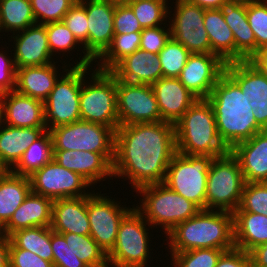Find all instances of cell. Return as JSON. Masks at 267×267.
Returning <instances> with one entry per match:
<instances>
[{"label": "cell", "mask_w": 267, "mask_h": 267, "mask_svg": "<svg viewBox=\"0 0 267 267\" xmlns=\"http://www.w3.org/2000/svg\"><path fill=\"white\" fill-rule=\"evenodd\" d=\"M176 153L175 125L172 123L159 121L119 126L115 131L113 177L130 180L133 191L144 185L162 183Z\"/></svg>", "instance_id": "cell-1"}, {"label": "cell", "mask_w": 267, "mask_h": 267, "mask_svg": "<svg viewBox=\"0 0 267 267\" xmlns=\"http://www.w3.org/2000/svg\"><path fill=\"white\" fill-rule=\"evenodd\" d=\"M206 99L213 108L219 137L229 150L264 130L254 117L248 96L225 72Z\"/></svg>", "instance_id": "cell-2"}, {"label": "cell", "mask_w": 267, "mask_h": 267, "mask_svg": "<svg viewBox=\"0 0 267 267\" xmlns=\"http://www.w3.org/2000/svg\"><path fill=\"white\" fill-rule=\"evenodd\" d=\"M166 236L169 252L201 248L227 251L235 247L234 215L228 211L201 209L195 216L176 225Z\"/></svg>", "instance_id": "cell-3"}, {"label": "cell", "mask_w": 267, "mask_h": 267, "mask_svg": "<svg viewBox=\"0 0 267 267\" xmlns=\"http://www.w3.org/2000/svg\"><path fill=\"white\" fill-rule=\"evenodd\" d=\"M176 149L180 154L219 157L230 151L219 137L213 108L198 99L175 124Z\"/></svg>", "instance_id": "cell-4"}, {"label": "cell", "mask_w": 267, "mask_h": 267, "mask_svg": "<svg viewBox=\"0 0 267 267\" xmlns=\"http://www.w3.org/2000/svg\"><path fill=\"white\" fill-rule=\"evenodd\" d=\"M135 191L143 198H140V206L136 205L134 208L150 224L151 229L160 226L166 235L176 225L195 216L201 210L191 200L174 192L163 182L144 185Z\"/></svg>", "instance_id": "cell-5"}, {"label": "cell", "mask_w": 267, "mask_h": 267, "mask_svg": "<svg viewBox=\"0 0 267 267\" xmlns=\"http://www.w3.org/2000/svg\"><path fill=\"white\" fill-rule=\"evenodd\" d=\"M92 67V76L88 77L91 81L83 78L80 90L81 120L102 124L116 131L119 127L116 78L110 71L94 70Z\"/></svg>", "instance_id": "cell-6"}, {"label": "cell", "mask_w": 267, "mask_h": 267, "mask_svg": "<svg viewBox=\"0 0 267 267\" xmlns=\"http://www.w3.org/2000/svg\"><path fill=\"white\" fill-rule=\"evenodd\" d=\"M63 63L61 68L66 73L59 77L44 101V122L47 130L81 120L80 90L83 78L90 74L88 72L91 66L71 67V63Z\"/></svg>", "instance_id": "cell-7"}, {"label": "cell", "mask_w": 267, "mask_h": 267, "mask_svg": "<svg viewBox=\"0 0 267 267\" xmlns=\"http://www.w3.org/2000/svg\"><path fill=\"white\" fill-rule=\"evenodd\" d=\"M244 185L239 161L231 151L215 157L208 171L206 209L233 213L239 207Z\"/></svg>", "instance_id": "cell-8"}, {"label": "cell", "mask_w": 267, "mask_h": 267, "mask_svg": "<svg viewBox=\"0 0 267 267\" xmlns=\"http://www.w3.org/2000/svg\"><path fill=\"white\" fill-rule=\"evenodd\" d=\"M214 157L176 153L166 171L164 184L174 192L206 209L208 171Z\"/></svg>", "instance_id": "cell-9"}, {"label": "cell", "mask_w": 267, "mask_h": 267, "mask_svg": "<svg viewBox=\"0 0 267 267\" xmlns=\"http://www.w3.org/2000/svg\"><path fill=\"white\" fill-rule=\"evenodd\" d=\"M53 150H80L103 154L112 164L115 158V130L102 124L77 121L49 130Z\"/></svg>", "instance_id": "cell-10"}, {"label": "cell", "mask_w": 267, "mask_h": 267, "mask_svg": "<svg viewBox=\"0 0 267 267\" xmlns=\"http://www.w3.org/2000/svg\"><path fill=\"white\" fill-rule=\"evenodd\" d=\"M150 224L133 208L120 223L117 239L107 254L109 266L146 267L150 255Z\"/></svg>", "instance_id": "cell-11"}, {"label": "cell", "mask_w": 267, "mask_h": 267, "mask_svg": "<svg viewBox=\"0 0 267 267\" xmlns=\"http://www.w3.org/2000/svg\"><path fill=\"white\" fill-rule=\"evenodd\" d=\"M94 190L87 195V213L90 236L108 254L115 245L117 233L123 218L134 208L123 207L115 198L110 199Z\"/></svg>", "instance_id": "cell-12"}, {"label": "cell", "mask_w": 267, "mask_h": 267, "mask_svg": "<svg viewBox=\"0 0 267 267\" xmlns=\"http://www.w3.org/2000/svg\"><path fill=\"white\" fill-rule=\"evenodd\" d=\"M174 3V13L169 11L168 19L171 23L167 24L170 26L171 38L181 43L191 54L211 53V44L204 27L205 9L188 0H176Z\"/></svg>", "instance_id": "cell-13"}, {"label": "cell", "mask_w": 267, "mask_h": 267, "mask_svg": "<svg viewBox=\"0 0 267 267\" xmlns=\"http://www.w3.org/2000/svg\"><path fill=\"white\" fill-rule=\"evenodd\" d=\"M32 192L54 200L90 195L92 186L81 175L59 165L54 159L29 176ZM87 190V191H86Z\"/></svg>", "instance_id": "cell-14"}, {"label": "cell", "mask_w": 267, "mask_h": 267, "mask_svg": "<svg viewBox=\"0 0 267 267\" xmlns=\"http://www.w3.org/2000/svg\"><path fill=\"white\" fill-rule=\"evenodd\" d=\"M119 126L161 121L151 85L116 79Z\"/></svg>", "instance_id": "cell-15"}, {"label": "cell", "mask_w": 267, "mask_h": 267, "mask_svg": "<svg viewBox=\"0 0 267 267\" xmlns=\"http://www.w3.org/2000/svg\"><path fill=\"white\" fill-rule=\"evenodd\" d=\"M225 66L226 63L214 53L190 54L178 79L198 99H206Z\"/></svg>", "instance_id": "cell-16"}, {"label": "cell", "mask_w": 267, "mask_h": 267, "mask_svg": "<svg viewBox=\"0 0 267 267\" xmlns=\"http://www.w3.org/2000/svg\"><path fill=\"white\" fill-rule=\"evenodd\" d=\"M248 96L257 123L267 129V77L249 61L226 63L224 71Z\"/></svg>", "instance_id": "cell-17"}, {"label": "cell", "mask_w": 267, "mask_h": 267, "mask_svg": "<svg viewBox=\"0 0 267 267\" xmlns=\"http://www.w3.org/2000/svg\"><path fill=\"white\" fill-rule=\"evenodd\" d=\"M86 9L88 55L96 62L114 37L115 4L112 0H78Z\"/></svg>", "instance_id": "cell-18"}, {"label": "cell", "mask_w": 267, "mask_h": 267, "mask_svg": "<svg viewBox=\"0 0 267 267\" xmlns=\"http://www.w3.org/2000/svg\"><path fill=\"white\" fill-rule=\"evenodd\" d=\"M10 37L14 39L13 44H15L12 45L14 48L12 51L16 69L55 62L48 46L45 25L36 23L25 30L13 33Z\"/></svg>", "instance_id": "cell-19"}, {"label": "cell", "mask_w": 267, "mask_h": 267, "mask_svg": "<svg viewBox=\"0 0 267 267\" xmlns=\"http://www.w3.org/2000/svg\"><path fill=\"white\" fill-rule=\"evenodd\" d=\"M2 123L20 128H46L44 102L15 90L2 95Z\"/></svg>", "instance_id": "cell-20"}, {"label": "cell", "mask_w": 267, "mask_h": 267, "mask_svg": "<svg viewBox=\"0 0 267 267\" xmlns=\"http://www.w3.org/2000/svg\"><path fill=\"white\" fill-rule=\"evenodd\" d=\"M53 159L62 167L81 175L93 187L97 182L112 180L113 177V164L101 153L53 150Z\"/></svg>", "instance_id": "cell-21"}, {"label": "cell", "mask_w": 267, "mask_h": 267, "mask_svg": "<svg viewBox=\"0 0 267 267\" xmlns=\"http://www.w3.org/2000/svg\"><path fill=\"white\" fill-rule=\"evenodd\" d=\"M161 121L176 124L198 100L178 78L162 77L152 85Z\"/></svg>", "instance_id": "cell-22"}, {"label": "cell", "mask_w": 267, "mask_h": 267, "mask_svg": "<svg viewBox=\"0 0 267 267\" xmlns=\"http://www.w3.org/2000/svg\"><path fill=\"white\" fill-rule=\"evenodd\" d=\"M230 151L239 161L245 182H267V129Z\"/></svg>", "instance_id": "cell-23"}, {"label": "cell", "mask_w": 267, "mask_h": 267, "mask_svg": "<svg viewBox=\"0 0 267 267\" xmlns=\"http://www.w3.org/2000/svg\"><path fill=\"white\" fill-rule=\"evenodd\" d=\"M117 80L152 85L162 78V67L156 53L142 49L122 59L111 71Z\"/></svg>", "instance_id": "cell-24"}, {"label": "cell", "mask_w": 267, "mask_h": 267, "mask_svg": "<svg viewBox=\"0 0 267 267\" xmlns=\"http://www.w3.org/2000/svg\"><path fill=\"white\" fill-rule=\"evenodd\" d=\"M219 10L235 40V61H248L256 53V40L246 13V2L228 0Z\"/></svg>", "instance_id": "cell-25"}, {"label": "cell", "mask_w": 267, "mask_h": 267, "mask_svg": "<svg viewBox=\"0 0 267 267\" xmlns=\"http://www.w3.org/2000/svg\"><path fill=\"white\" fill-rule=\"evenodd\" d=\"M50 227L56 233L90 235L87 196L54 200Z\"/></svg>", "instance_id": "cell-26"}, {"label": "cell", "mask_w": 267, "mask_h": 267, "mask_svg": "<svg viewBox=\"0 0 267 267\" xmlns=\"http://www.w3.org/2000/svg\"><path fill=\"white\" fill-rule=\"evenodd\" d=\"M52 206V199L31 191L13 213L9 222L0 230V233L9 237L20 229L50 226Z\"/></svg>", "instance_id": "cell-27"}, {"label": "cell", "mask_w": 267, "mask_h": 267, "mask_svg": "<svg viewBox=\"0 0 267 267\" xmlns=\"http://www.w3.org/2000/svg\"><path fill=\"white\" fill-rule=\"evenodd\" d=\"M56 63L58 62L43 66L17 68L14 90L44 102L63 73V70L60 73L57 71Z\"/></svg>", "instance_id": "cell-28"}, {"label": "cell", "mask_w": 267, "mask_h": 267, "mask_svg": "<svg viewBox=\"0 0 267 267\" xmlns=\"http://www.w3.org/2000/svg\"><path fill=\"white\" fill-rule=\"evenodd\" d=\"M46 130V128L13 127L2 123L0 126V168L11 170L26 149Z\"/></svg>", "instance_id": "cell-29"}, {"label": "cell", "mask_w": 267, "mask_h": 267, "mask_svg": "<svg viewBox=\"0 0 267 267\" xmlns=\"http://www.w3.org/2000/svg\"><path fill=\"white\" fill-rule=\"evenodd\" d=\"M32 191L28 176L3 170L0 173V230Z\"/></svg>", "instance_id": "cell-30"}, {"label": "cell", "mask_w": 267, "mask_h": 267, "mask_svg": "<svg viewBox=\"0 0 267 267\" xmlns=\"http://www.w3.org/2000/svg\"><path fill=\"white\" fill-rule=\"evenodd\" d=\"M235 248L249 253L267 242V216L252 212H233Z\"/></svg>", "instance_id": "cell-31"}, {"label": "cell", "mask_w": 267, "mask_h": 267, "mask_svg": "<svg viewBox=\"0 0 267 267\" xmlns=\"http://www.w3.org/2000/svg\"><path fill=\"white\" fill-rule=\"evenodd\" d=\"M204 27L211 44V53L225 63L235 61V40L232 30L219 9L205 10Z\"/></svg>", "instance_id": "cell-32"}, {"label": "cell", "mask_w": 267, "mask_h": 267, "mask_svg": "<svg viewBox=\"0 0 267 267\" xmlns=\"http://www.w3.org/2000/svg\"><path fill=\"white\" fill-rule=\"evenodd\" d=\"M53 159V141L49 130H46L22 154L18 163L10 170L22 176H31Z\"/></svg>", "instance_id": "cell-33"}, {"label": "cell", "mask_w": 267, "mask_h": 267, "mask_svg": "<svg viewBox=\"0 0 267 267\" xmlns=\"http://www.w3.org/2000/svg\"><path fill=\"white\" fill-rule=\"evenodd\" d=\"M9 238L17 248L31 251L43 260L53 263L50 226L20 229L13 232Z\"/></svg>", "instance_id": "cell-34"}, {"label": "cell", "mask_w": 267, "mask_h": 267, "mask_svg": "<svg viewBox=\"0 0 267 267\" xmlns=\"http://www.w3.org/2000/svg\"><path fill=\"white\" fill-rule=\"evenodd\" d=\"M34 24L30 0H0V32L15 33Z\"/></svg>", "instance_id": "cell-35"}, {"label": "cell", "mask_w": 267, "mask_h": 267, "mask_svg": "<svg viewBox=\"0 0 267 267\" xmlns=\"http://www.w3.org/2000/svg\"><path fill=\"white\" fill-rule=\"evenodd\" d=\"M141 32L114 34L111 45L98 58L96 69L111 71L122 59L140 48Z\"/></svg>", "instance_id": "cell-36"}, {"label": "cell", "mask_w": 267, "mask_h": 267, "mask_svg": "<svg viewBox=\"0 0 267 267\" xmlns=\"http://www.w3.org/2000/svg\"><path fill=\"white\" fill-rule=\"evenodd\" d=\"M59 234L65 238L70 250L88 267L109 266L107 254L90 235Z\"/></svg>", "instance_id": "cell-37"}, {"label": "cell", "mask_w": 267, "mask_h": 267, "mask_svg": "<svg viewBox=\"0 0 267 267\" xmlns=\"http://www.w3.org/2000/svg\"><path fill=\"white\" fill-rule=\"evenodd\" d=\"M64 24L73 33L80 44L83 45V57L75 64V67L91 66L95 61L88 55V24L85 7L77 0L76 3L63 17Z\"/></svg>", "instance_id": "cell-38"}, {"label": "cell", "mask_w": 267, "mask_h": 267, "mask_svg": "<svg viewBox=\"0 0 267 267\" xmlns=\"http://www.w3.org/2000/svg\"><path fill=\"white\" fill-rule=\"evenodd\" d=\"M122 2L127 3L131 7L142 28H154L161 26L162 24L163 26L167 24V17H169L168 4H170L168 3V0H138Z\"/></svg>", "instance_id": "cell-39"}, {"label": "cell", "mask_w": 267, "mask_h": 267, "mask_svg": "<svg viewBox=\"0 0 267 267\" xmlns=\"http://www.w3.org/2000/svg\"><path fill=\"white\" fill-rule=\"evenodd\" d=\"M190 54L181 43L170 38L158 53L162 77L178 78Z\"/></svg>", "instance_id": "cell-40"}, {"label": "cell", "mask_w": 267, "mask_h": 267, "mask_svg": "<svg viewBox=\"0 0 267 267\" xmlns=\"http://www.w3.org/2000/svg\"><path fill=\"white\" fill-rule=\"evenodd\" d=\"M222 249L201 248L184 252H170L172 267H216Z\"/></svg>", "instance_id": "cell-41"}, {"label": "cell", "mask_w": 267, "mask_h": 267, "mask_svg": "<svg viewBox=\"0 0 267 267\" xmlns=\"http://www.w3.org/2000/svg\"><path fill=\"white\" fill-rule=\"evenodd\" d=\"M77 0H30L37 24H48L63 20L65 14Z\"/></svg>", "instance_id": "cell-42"}, {"label": "cell", "mask_w": 267, "mask_h": 267, "mask_svg": "<svg viewBox=\"0 0 267 267\" xmlns=\"http://www.w3.org/2000/svg\"><path fill=\"white\" fill-rule=\"evenodd\" d=\"M234 212L267 216V182H245L239 207Z\"/></svg>", "instance_id": "cell-43"}, {"label": "cell", "mask_w": 267, "mask_h": 267, "mask_svg": "<svg viewBox=\"0 0 267 267\" xmlns=\"http://www.w3.org/2000/svg\"><path fill=\"white\" fill-rule=\"evenodd\" d=\"M48 46L51 51L52 56L59 53V55L69 53L73 49H78L83 46L80 45L78 40L75 38L73 33L68 29L63 21L53 22L45 24ZM80 46V47H79ZM76 47V48H75ZM55 53V54H54Z\"/></svg>", "instance_id": "cell-44"}, {"label": "cell", "mask_w": 267, "mask_h": 267, "mask_svg": "<svg viewBox=\"0 0 267 267\" xmlns=\"http://www.w3.org/2000/svg\"><path fill=\"white\" fill-rule=\"evenodd\" d=\"M246 13L249 26L256 40L257 52L259 49L267 47V1L252 0L246 2Z\"/></svg>", "instance_id": "cell-45"}, {"label": "cell", "mask_w": 267, "mask_h": 267, "mask_svg": "<svg viewBox=\"0 0 267 267\" xmlns=\"http://www.w3.org/2000/svg\"><path fill=\"white\" fill-rule=\"evenodd\" d=\"M53 267H88L68 247L65 238L51 229Z\"/></svg>", "instance_id": "cell-46"}, {"label": "cell", "mask_w": 267, "mask_h": 267, "mask_svg": "<svg viewBox=\"0 0 267 267\" xmlns=\"http://www.w3.org/2000/svg\"><path fill=\"white\" fill-rule=\"evenodd\" d=\"M114 34H127L143 30L131 7L125 2L115 4Z\"/></svg>", "instance_id": "cell-47"}, {"label": "cell", "mask_w": 267, "mask_h": 267, "mask_svg": "<svg viewBox=\"0 0 267 267\" xmlns=\"http://www.w3.org/2000/svg\"><path fill=\"white\" fill-rule=\"evenodd\" d=\"M158 26L154 28H143L141 31L140 49L158 54L171 38L170 26Z\"/></svg>", "instance_id": "cell-48"}, {"label": "cell", "mask_w": 267, "mask_h": 267, "mask_svg": "<svg viewBox=\"0 0 267 267\" xmlns=\"http://www.w3.org/2000/svg\"><path fill=\"white\" fill-rule=\"evenodd\" d=\"M9 267H53V263L31 251L17 248L10 241Z\"/></svg>", "instance_id": "cell-49"}, {"label": "cell", "mask_w": 267, "mask_h": 267, "mask_svg": "<svg viewBox=\"0 0 267 267\" xmlns=\"http://www.w3.org/2000/svg\"><path fill=\"white\" fill-rule=\"evenodd\" d=\"M7 51L0 52V94L5 93L15 89V77L16 68L14 60L11 56L9 57L6 53Z\"/></svg>", "instance_id": "cell-50"}, {"label": "cell", "mask_w": 267, "mask_h": 267, "mask_svg": "<svg viewBox=\"0 0 267 267\" xmlns=\"http://www.w3.org/2000/svg\"><path fill=\"white\" fill-rule=\"evenodd\" d=\"M250 264V254L234 247L221 254L216 267H250Z\"/></svg>", "instance_id": "cell-51"}, {"label": "cell", "mask_w": 267, "mask_h": 267, "mask_svg": "<svg viewBox=\"0 0 267 267\" xmlns=\"http://www.w3.org/2000/svg\"><path fill=\"white\" fill-rule=\"evenodd\" d=\"M249 254L251 258L250 266L267 267V242L252 249Z\"/></svg>", "instance_id": "cell-52"}, {"label": "cell", "mask_w": 267, "mask_h": 267, "mask_svg": "<svg viewBox=\"0 0 267 267\" xmlns=\"http://www.w3.org/2000/svg\"><path fill=\"white\" fill-rule=\"evenodd\" d=\"M248 61L267 77V47L259 49Z\"/></svg>", "instance_id": "cell-53"}, {"label": "cell", "mask_w": 267, "mask_h": 267, "mask_svg": "<svg viewBox=\"0 0 267 267\" xmlns=\"http://www.w3.org/2000/svg\"><path fill=\"white\" fill-rule=\"evenodd\" d=\"M10 238L0 233V267H9Z\"/></svg>", "instance_id": "cell-54"}, {"label": "cell", "mask_w": 267, "mask_h": 267, "mask_svg": "<svg viewBox=\"0 0 267 267\" xmlns=\"http://www.w3.org/2000/svg\"><path fill=\"white\" fill-rule=\"evenodd\" d=\"M190 3L198 5L199 7L210 10L219 9L220 6L228 0H188Z\"/></svg>", "instance_id": "cell-55"}, {"label": "cell", "mask_w": 267, "mask_h": 267, "mask_svg": "<svg viewBox=\"0 0 267 267\" xmlns=\"http://www.w3.org/2000/svg\"><path fill=\"white\" fill-rule=\"evenodd\" d=\"M1 99H2V95L0 94V126H1V124H2Z\"/></svg>", "instance_id": "cell-56"}, {"label": "cell", "mask_w": 267, "mask_h": 267, "mask_svg": "<svg viewBox=\"0 0 267 267\" xmlns=\"http://www.w3.org/2000/svg\"><path fill=\"white\" fill-rule=\"evenodd\" d=\"M112 1H115V2H122L123 0H112Z\"/></svg>", "instance_id": "cell-57"}, {"label": "cell", "mask_w": 267, "mask_h": 267, "mask_svg": "<svg viewBox=\"0 0 267 267\" xmlns=\"http://www.w3.org/2000/svg\"><path fill=\"white\" fill-rule=\"evenodd\" d=\"M240 1H243V2H248V1H252V0H240Z\"/></svg>", "instance_id": "cell-58"}]
</instances>
